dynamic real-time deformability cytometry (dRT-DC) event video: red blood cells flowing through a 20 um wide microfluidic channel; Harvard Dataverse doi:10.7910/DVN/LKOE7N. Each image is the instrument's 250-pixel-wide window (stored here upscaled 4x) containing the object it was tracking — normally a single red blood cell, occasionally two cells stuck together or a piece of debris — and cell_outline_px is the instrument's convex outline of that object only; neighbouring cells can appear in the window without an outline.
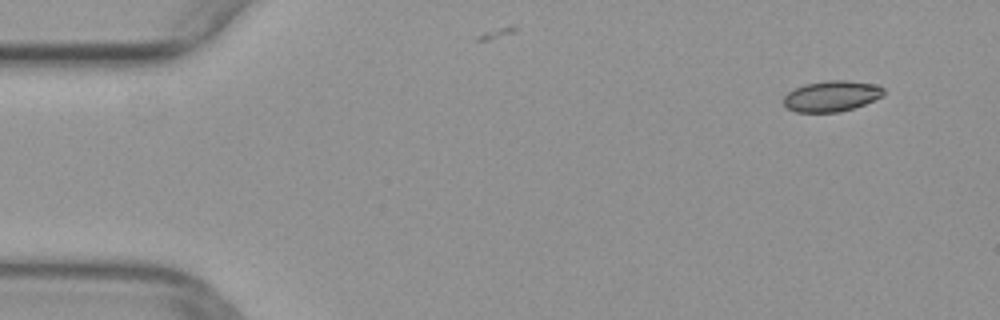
{"species": "common noctule bat (a hibernating species)", "species_latin": "Nyctalus noctula", "temperature_condition": "warm", "stored_images_in_passage": 5, "camera_frame_rate_fps": 3000, "um_per_image_px": 0.085, "animal": {"sex": "female", "body_mass_g": 29.2, "forearm_length_mm": 56.3}, "frame": {"image": 1, "passage_image": 1, "time_ms": 0.0, "image_size_px": [1000, 320], "cell_outline_px": [[884, 96], [864, 104], [840, 112], [796, 112], [788, 108], [784, 104], [784, 96], [788, 92], [804, 84], [828, 80], [844, 80], [880, 84], [884, 88]], "centroid_in_image_um": [70.72, 8.16], "position_along_channel_um": 14.3, "area_um2": 18.03}}